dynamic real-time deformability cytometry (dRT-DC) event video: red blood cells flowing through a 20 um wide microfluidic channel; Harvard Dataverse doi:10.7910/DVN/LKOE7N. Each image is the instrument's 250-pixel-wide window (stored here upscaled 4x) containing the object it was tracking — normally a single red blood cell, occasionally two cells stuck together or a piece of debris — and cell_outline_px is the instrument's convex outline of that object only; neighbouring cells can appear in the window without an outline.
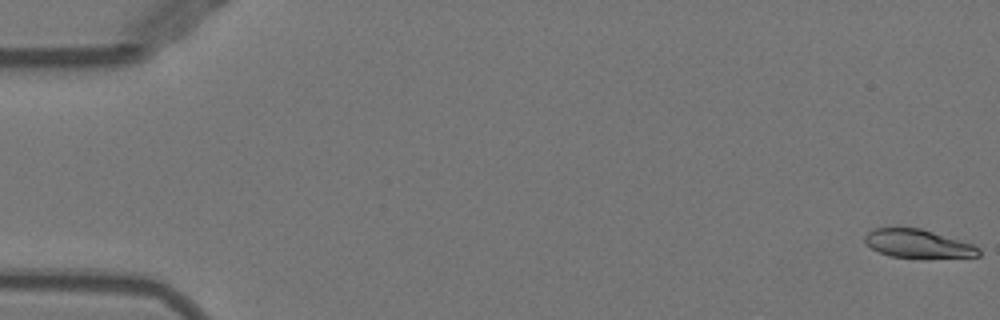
{"species": "Egyptian fruit bat (a non-hibernating species)", "species_latin": "Rousettus aegyptiacus", "temperature_condition": "warm", "stored_images_in_passage": 16, "camera_frame_rate_fps": 3000, "um_per_image_px": 0.085, "animal": {"sex": "female"}, "frame": {"image": 1, "passage_image": 1, "time_ms": 0.0, "image_size_px": [1000, 320], "cell_outline_px": [[980, 256], [892, 256], [880, 252], [872, 248], [864, 240], [864, 236], [868, 232], [876, 228], [920, 228], [972, 244], [980, 248]], "centroid_in_image_um": [78.0, 20.68], "position_along_channel_um": 7.0, "area_um2": 17.92}}
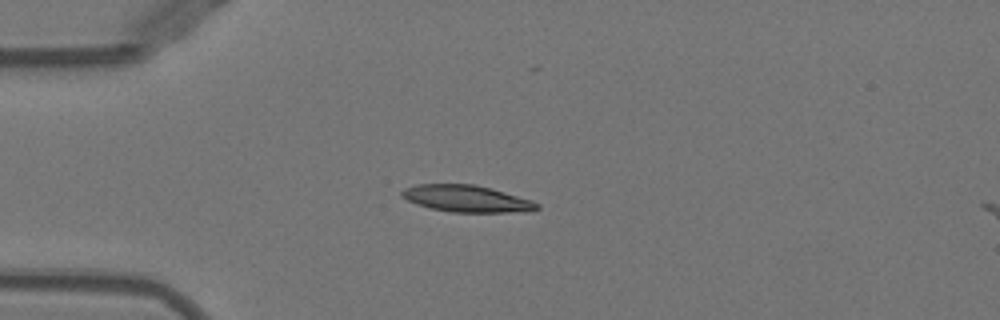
{"frame": {"image": 2, "passage_image": 14, "time_ms": 4.333, "image_size_px": [1000, 320], "cell_outline_px": [[540, 208], [524, 212], [452, 212], [432, 208], [416, 204], [400, 196], [400, 192], [404, 188], [416, 184], [476, 184], [492, 188], [532, 200], [540, 204]], "centroid_in_image_um": [39.67, 16.88], "position_along_channel_um": 45.3, "area_um2": 21.21}}